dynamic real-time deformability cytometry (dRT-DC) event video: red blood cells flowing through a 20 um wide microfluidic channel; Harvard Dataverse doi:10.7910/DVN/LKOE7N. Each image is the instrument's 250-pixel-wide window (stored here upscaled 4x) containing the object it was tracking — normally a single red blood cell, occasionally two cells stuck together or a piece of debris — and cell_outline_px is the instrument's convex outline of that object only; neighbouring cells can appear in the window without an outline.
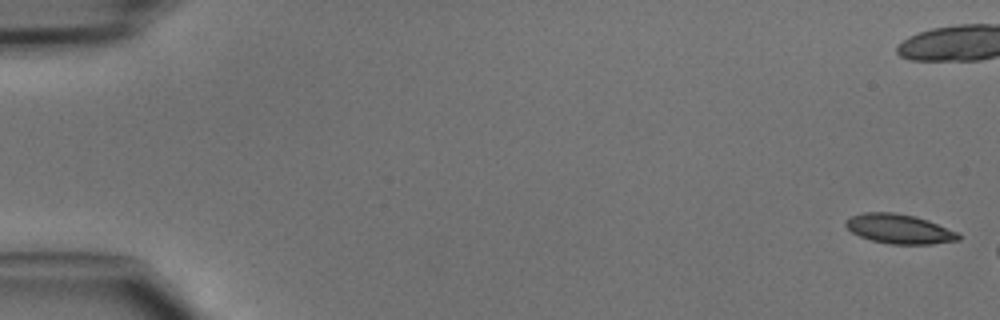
{"species": "common noctule bat (a hibernating species)", "species_latin": "Nyctalus noctula", "temperature_condition": "cold", "stored_images_in_passage": 8, "camera_frame_rate_fps": 3000, "um_per_image_px": 0.085, "animal": {"sex": "male", "body_mass_g": 15.6}, "frame": {"image": 1, "passage_image": 1, "time_ms": 0.0, "image_size_px": [1000, 320], "cell_outline_px": [[960, 240], [932, 244], [888, 244], [872, 240], [860, 236], [852, 232], [844, 224], [852, 216], [864, 212], [892, 212], [916, 216], [928, 220], [960, 232]], "centroid_in_image_um": [76.49, 19.46], "position_along_channel_um": 8.5, "area_um2": 19.42}}